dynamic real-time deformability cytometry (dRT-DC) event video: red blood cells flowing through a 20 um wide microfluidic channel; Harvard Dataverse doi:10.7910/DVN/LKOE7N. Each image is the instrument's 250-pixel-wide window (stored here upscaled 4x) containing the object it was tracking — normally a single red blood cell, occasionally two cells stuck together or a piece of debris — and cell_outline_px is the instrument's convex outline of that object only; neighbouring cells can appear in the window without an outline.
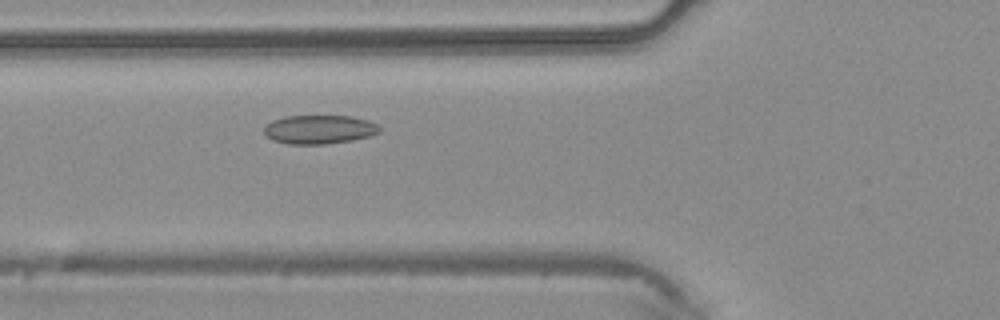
{"species": "common noctule bat (a hibernating species)", "species_latin": "Nyctalus noctula", "temperature_condition": "warm", "stored_images_in_passage": 31, "camera_frame_rate_fps": 3000, "um_per_image_px": 0.085, "animal": {"sex": "male", "body_mass_g": 20.4}, "frame": {"image": 1, "passage_image": 4, "time_ms": 1.0, "image_size_px": [1000, 320], "cell_outline_px": [[380, 132], [368, 136], [352, 140], [324, 144], [288, 144], [272, 140], [264, 132], [264, 128], [272, 120], [284, 116], [352, 116], [368, 120], [376, 124], [380, 128]], "centroid_in_image_um": [27.13, 11.0], "position_along_channel_um": 98.7, "area_um2": 19.31}}
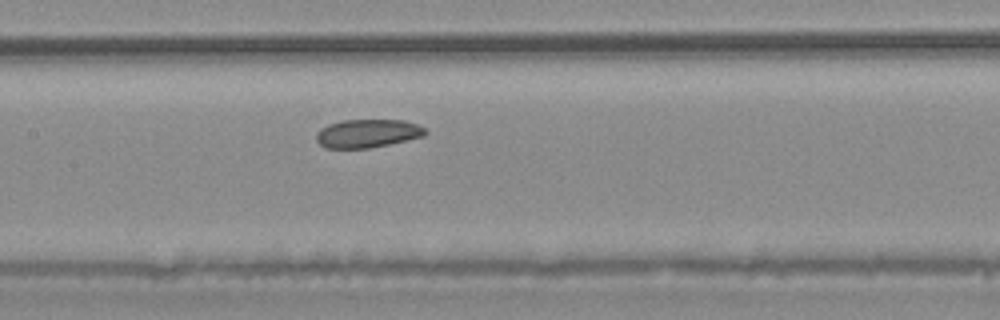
{"frame": {"image": 2, "passage_image": 9, "time_ms": 2.667, "image_size_px": [1000, 320], "cell_outline_px": [[428, 132], [424, 136], [388, 144], [368, 148], [324, 148], [316, 140], [316, 132], [320, 128], [328, 124], [344, 120], [404, 120], [416, 124], [424, 128]], "centroid_in_image_um": [31.21, 11.34], "position_along_channel_um": 176.2, "area_um2": 17.98}}
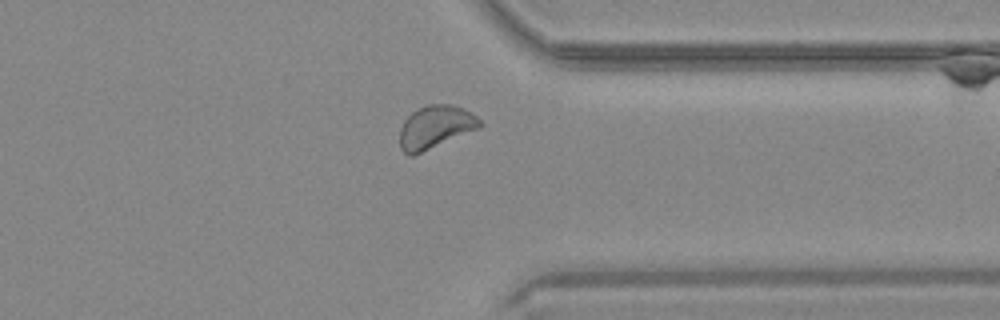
{"frame": {"image": 3, "passage_image": 22, "time_ms": 7.0, "image_size_px": [1000, 320], "cell_outline_px": [[484, 124], [480, 128], [412, 156], [408, 156], [400, 148], [400, 128], [404, 120], [412, 112], [428, 104], [452, 104], [464, 108], [472, 112]], "centroid_in_image_um": [37.02, 10.79], "position_along_channel_um": 374.4, "area_um2": 20.11}}